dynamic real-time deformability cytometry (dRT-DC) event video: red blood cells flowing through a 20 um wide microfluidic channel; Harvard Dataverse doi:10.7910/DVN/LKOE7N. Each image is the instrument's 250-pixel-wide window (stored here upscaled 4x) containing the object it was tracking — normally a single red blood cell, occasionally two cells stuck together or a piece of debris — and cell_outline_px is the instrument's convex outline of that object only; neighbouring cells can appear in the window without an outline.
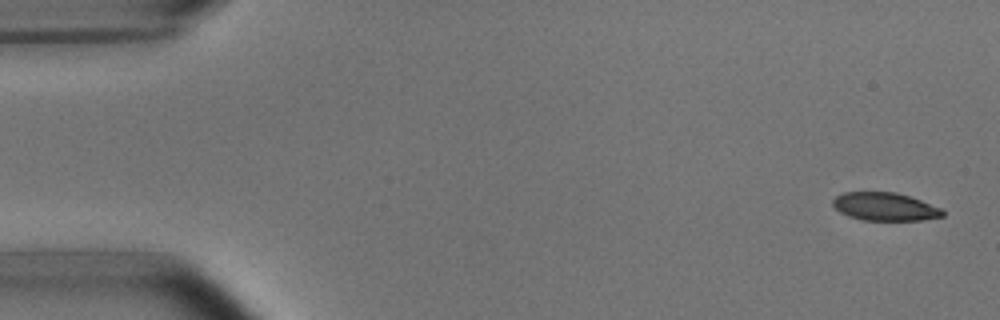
{"species": "common noctule bat (a hibernating species)", "species_latin": "Nyctalus noctula", "temperature_condition": "room temperature", "stored_images_in_passage": 4, "camera_frame_rate_fps": 3000, "um_per_image_px": 0.085, "animal": {"sex": "male", "body_mass_g": 15.6}, "frame": {"image": 1, "passage_image": 1, "time_ms": 0.0, "image_size_px": [1000, 320], "cell_outline_px": [[944, 216], [924, 220], [864, 220], [848, 216], [840, 212], [832, 204], [832, 200], [836, 196], [844, 192], [896, 192], [920, 200], [940, 208], [944, 212]], "centroid_in_image_um": [75.2, 17.56], "position_along_channel_um": 9.8, "area_um2": 17.86}}
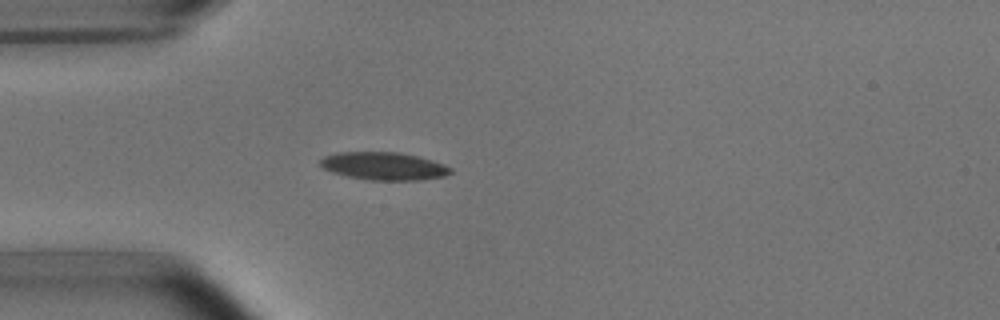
{"frame": {"image": 2, "passage_image": 4, "time_ms": 4.333, "image_size_px": [1000, 320], "cell_outline_px": [[452, 172], [444, 176], [420, 180], [368, 180], [348, 176], [332, 172], [324, 168], [320, 164], [320, 160], [324, 156], [336, 152], [400, 152], [432, 160], [444, 164], [452, 168]], "centroid_in_image_um": [32.63, 14.11], "position_along_channel_um": 52.4, "area_um2": 21.1}}